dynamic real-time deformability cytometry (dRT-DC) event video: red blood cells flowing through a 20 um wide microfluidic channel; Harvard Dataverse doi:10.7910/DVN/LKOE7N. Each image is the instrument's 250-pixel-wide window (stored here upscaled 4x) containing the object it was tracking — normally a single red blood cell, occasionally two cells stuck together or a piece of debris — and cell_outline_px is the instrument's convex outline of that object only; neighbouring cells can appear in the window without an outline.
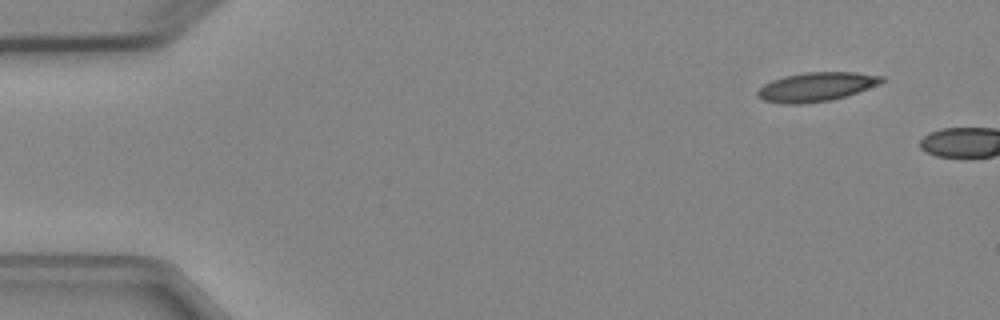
{"species": "Egyptian fruit bat (a non-hibernating species)", "species_latin": "Rousettus aegyptiacus", "temperature_condition": "cold", "stored_images_in_passage": 2, "camera_frame_rate_fps": 3000, "um_per_image_px": 0.085, "animal": {"sex": "female"}, "frame": {"image": 1, "passage_image": 1, "time_ms": 0.0, "image_size_px": [1000, 320], "cell_outline_px": [[884, 80], [880, 84], [832, 100], [804, 104], [780, 104], [764, 100], [756, 96], [756, 92], [764, 84], [772, 80], [784, 76], [804, 72], [856, 72], [884, 76]], "centroid_in_image_um": [69.36, 7.38], "position_along_channel_um": 15.6, "area_um2": 21.1}}